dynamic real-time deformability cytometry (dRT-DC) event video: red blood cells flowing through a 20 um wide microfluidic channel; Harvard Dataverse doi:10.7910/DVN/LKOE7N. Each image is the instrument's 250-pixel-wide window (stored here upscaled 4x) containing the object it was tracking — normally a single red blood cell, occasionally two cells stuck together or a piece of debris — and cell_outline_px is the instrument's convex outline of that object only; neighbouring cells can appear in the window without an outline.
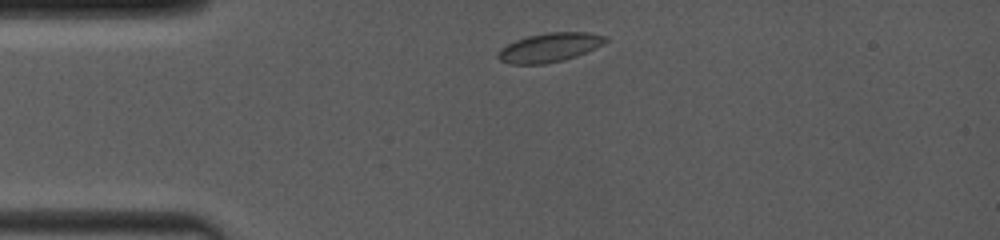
{"species": "common noctule bat (a hibernating species)", "species_latin": "Nyctalus noctula", "temperature_condition": "room temperature", "stored_images_in_passage": 36, "camera_frame_rate_fps": 4000, "um_per_image_px": 0.085, "animal": {"sex": "female", "body_mass_g": 19.0, "forearm_length_mm": 53.3}, "frame": {"image": 1, "passage_image": 3, "time_ms": 0.5, "image_size_px": [1000, 240], "cell_outline_px": [[608, 40], [604, 44], [596, 48], [576, 56], [564, 60], [544, 64], [508, 64], [500, 60], [496, 56], [496, 52], [500, 48], [516, 40], [528, 36], [548, 32], [588, 32], [608, 36]], "centroid_in_image_um": [46.71, 4.03], "position_along_channel_um": 38.3, "area_um2": 18.38}}
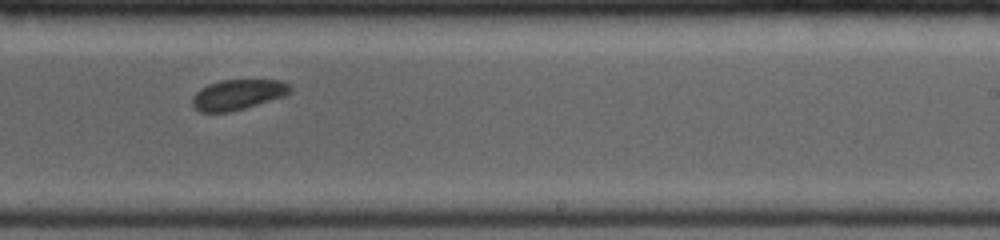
{"frame": {"image": 2, "passage_image": 22, "time_ms": 7.0, "image_size_px": [1000, 240], "cell_outline_px": [[292, 92], [284, 96], [232, 112], [200, 112], [192, 108], [192, 96], [200, 88], [208, 84], [220, 80], [280, 80], [292, 84]], "centroid_in_image_um": [20.21, 8.04], "position_along_channel_um": 268.8, "area_um2": 17.57}}
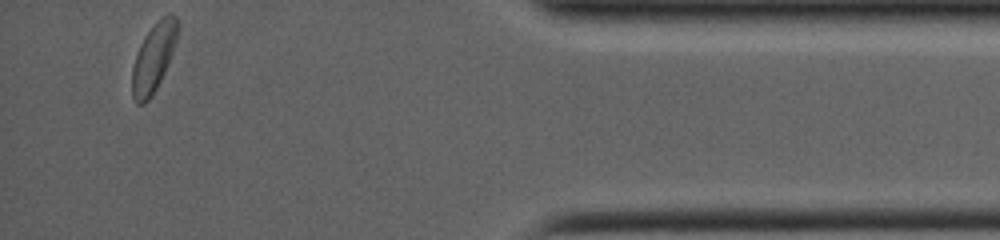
{"frame": {"image": 3, "passage_image": 36, "time_ms": 11.75, "image_size_px": [1000, 240], "cell_outline_px": [[180, 28], [176, 44], [164, 72], [152, 96], [144, 104], [136, 104], [132, 96], [132, 68], [140, 44], [144, 36], [156, 20], [168, 12], [172, 12], [176, 16], [180, 24]], "centroid_in_image_um": [13.09, 4.82], "position_along_channel_um": 422.1, "area_um2": 18.5}}